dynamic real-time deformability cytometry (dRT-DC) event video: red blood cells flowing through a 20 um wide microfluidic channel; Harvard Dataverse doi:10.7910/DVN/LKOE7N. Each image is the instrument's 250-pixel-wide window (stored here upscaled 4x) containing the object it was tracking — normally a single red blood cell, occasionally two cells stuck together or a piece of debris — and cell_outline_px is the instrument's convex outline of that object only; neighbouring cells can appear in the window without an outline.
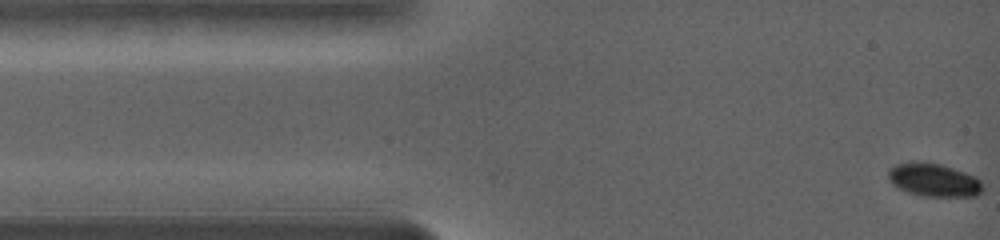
{"species": "common noctule bat (a hibernating species)", "species_latin": "Nyctalus noctula", "temperature_condition": "warm", "stored_images_in_passage": 90, "camera_frame_rate_fps": 5000, "um_per_image_px": 0.085, "animal": {"sex": "female", "body_mass_g": 19.0, "forearm_length_mm": 56.7}, "frame": {"image": 1, "passage_image": 1, "time_ms": 0.0, "image_size_px": [1000, 240], "cell_outline_px": [[980, 192], [976, 196], [924, 196], [908, 192], [900, 188], [888, 176], [888, 172], [892, 168], [900, 164], [936, 164], [972, 176], [980, 184]], "centroid_in_image_um": [79.36, 15.36], "position_along_channel_um": 5.6, "area_um2": 16.65}}
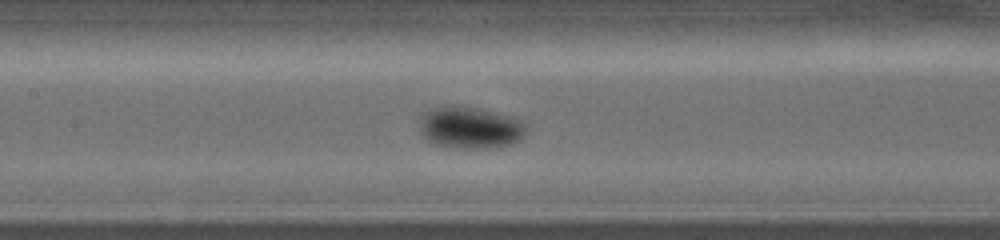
{"frame": {"image": 2, "passage_image": 54, "time_ms": 6.6, "image_size_px": [1000, 240], "cell_outline_px": [[520, 136], [516, 140], [508, 144], [480, 148], [456, 148], [436, 144], [428, 140], [424, 132], [424, 128], [432, 112], [476, 112], [512, 124], [520, 128]], "centroid_in_image_um": [39.87, 11.08], "position_along_channel_um": 167.5, "area_um2": 20.11}}
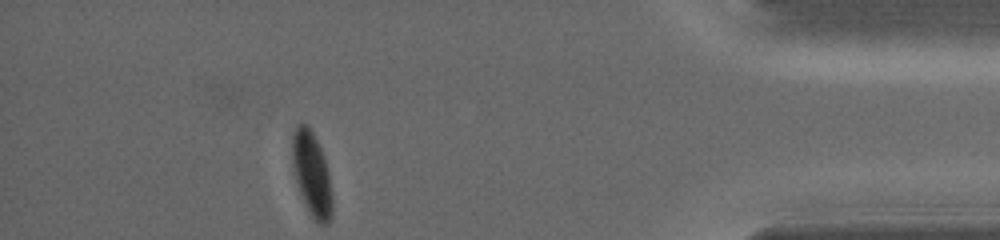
{"frame": {"image": 3, "passage_image": 90, "time_ms": 14.8, "image_size_px": [1000, 240], "cell_outline_px": [[332, 212], [328, 224], [316, 224], [312, 220], [304, 204], [296, 180], [292, 164], [292, 136], [296, 128], [300, 124], [304, 124], [312, 132], [320, 148], [328, 172], [332, 196]], "centroid_in_image_um": [26.5, 14.89], "position_along_channel_um": 408.7, "area_um2": 19.36}, "authors_computed_cell_mechanics": {"area_um2": 19.2763, "velocity_mm_per_s": 3.6113, "shape_relaxation_time_tau1_ms": 1.9116, "shape_relaxation_time_tau2_ms": null, "deformation_change_tau1": 0.1342, "deformation_change_tau2": null}}